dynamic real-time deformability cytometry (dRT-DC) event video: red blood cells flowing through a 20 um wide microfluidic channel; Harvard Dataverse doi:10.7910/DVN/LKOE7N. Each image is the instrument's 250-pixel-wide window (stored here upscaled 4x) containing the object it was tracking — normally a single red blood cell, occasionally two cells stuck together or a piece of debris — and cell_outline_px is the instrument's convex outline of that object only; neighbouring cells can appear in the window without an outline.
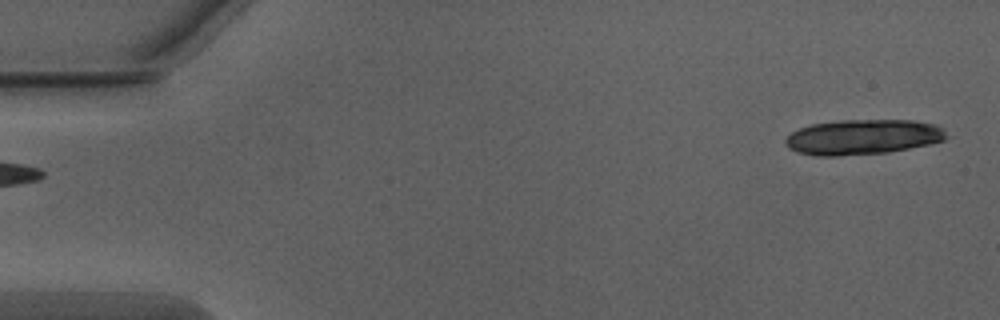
{"species": "Egyptian fruit bat (a non-hibernating species)", "species_latin": "Rousettus aegyptiacus", "temperature_condition": "warm", "stored_images_in_passage": 17, "camera_frame_rate_fps": 3000, "um_per_image_px": 0.085, "animal": {"sex": "male"}, "frame": {"image": 1, "passage_image": 1, "time_ms": 0.0, "image_size_px": [1000, 320], "cell_outline_px": [[952, 136], [944, 140], [928, 144], [888, 152], [836, 156], [816, 156], [800, 152], [788, 148], [784, 144], [784, 140], [792, 132], [800, 128], [812, 124], [840, 120], [912, 120], [936, 124]], "centroid_in_image_um": [73.36, 11.64], "position_along_channel_um": 11.6, "area_um2": 33.0}}